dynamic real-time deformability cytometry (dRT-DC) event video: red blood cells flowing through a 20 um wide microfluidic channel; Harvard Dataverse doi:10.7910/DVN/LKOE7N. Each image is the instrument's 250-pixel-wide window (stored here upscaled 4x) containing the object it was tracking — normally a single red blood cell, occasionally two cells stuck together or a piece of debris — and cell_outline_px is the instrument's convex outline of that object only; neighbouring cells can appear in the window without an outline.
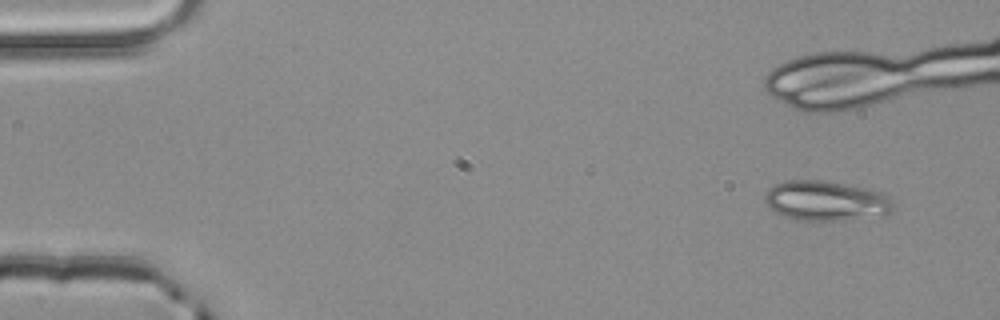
{"species": "common noctule bat (a hibernating species)", "species_latin": "Nyctalus noctula", "temperature_condition": "room temperature", "stored_images_in_passage": 4, "camera_frame_rate_fps": 3000, "um_per_image_px": 0.085, "animal": {"sex": "male", "body_mass_g": 20.4}, "frame": {"image": 1, "passage_image": 1, "time_ms": 0.0, "image_size_px": [1000, 320], "cell_outline_px": [[892, 208], [888, 216], [840, 220], [796, 220], [784, 216], [768, 208], [764, 200], [764, 196], [768, 188], [776, 184], [788, 180], [824, 180], [868, 188], [884, 192], [892, 200]], "centroid_in_image_um": [70.23, 17.07], "position_along_channel_um": 14.8, "area_um2": 30.29}}